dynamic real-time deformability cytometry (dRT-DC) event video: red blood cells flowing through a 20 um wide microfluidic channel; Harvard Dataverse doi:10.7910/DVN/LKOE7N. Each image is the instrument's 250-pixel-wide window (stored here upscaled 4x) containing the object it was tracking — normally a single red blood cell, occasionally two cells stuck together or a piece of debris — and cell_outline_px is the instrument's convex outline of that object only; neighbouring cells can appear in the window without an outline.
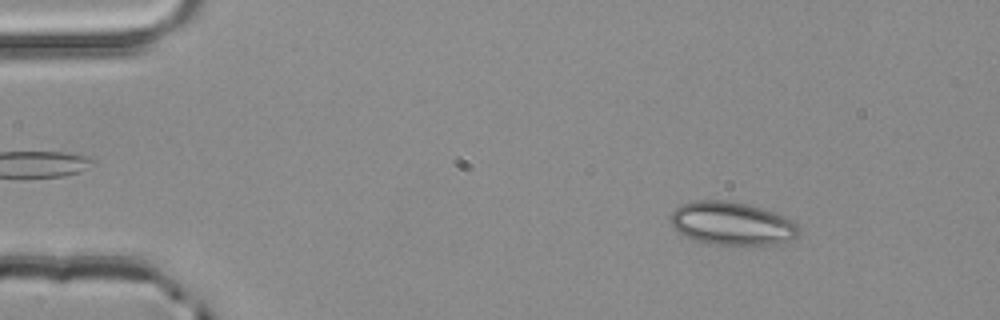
{"species": "common noctule bat (a hibernating species)", "species_latin": "Nyctalus noctula", "temperature_condition": "room temperature", "stored_images_in_passage": 3, "camera_frame_rate_fps": 3000, "um_per_image_px": 0.085, "animal": {"sex": "male", "body_mass_g": 20.4}, "frame": {"image": 1, "passage_image": 1, "time_ms": 0.0, "image_size_px": [1000, 320], "cell_outline_px": [[800, 232], [796, 236], [788, 240], [776, 244], [708, 244], [692, 240], [684, 236], [672, 228], [668, 216], [680, 204], [692, 200], [728, 200], [748, 204], [764, 208], [784, 216], [792, 220], [800, 228]], "centroid_in_image_um": [62.15, 18.98], "position_along_channel_um": 22.9, "area_um2": 32.71}}